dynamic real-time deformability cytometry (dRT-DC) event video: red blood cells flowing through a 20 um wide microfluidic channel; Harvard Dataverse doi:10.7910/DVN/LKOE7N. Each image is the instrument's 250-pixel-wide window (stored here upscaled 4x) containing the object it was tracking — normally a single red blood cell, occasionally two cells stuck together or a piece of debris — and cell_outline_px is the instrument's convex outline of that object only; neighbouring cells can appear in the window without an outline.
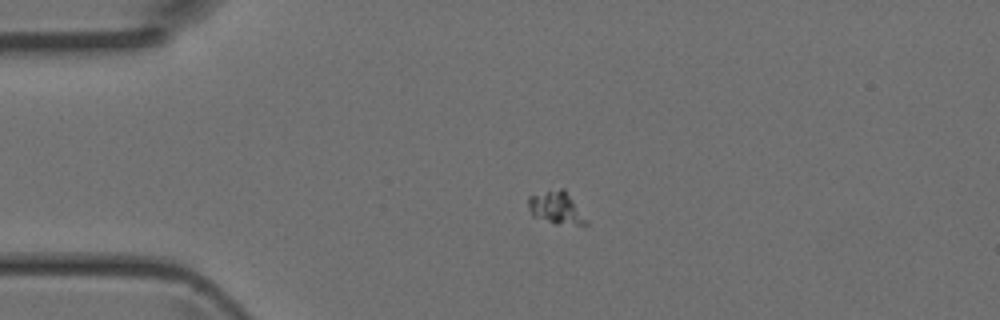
{"species": "Egyptian fruit bat (a non-hibernating species)", "species_latin": "Rousettus aegyptiacus", "temperature_condition": "room temperature", "stored_images_in_passage": 5, "camera_frame_rate_fps": 3000, "um_per_image_px": 0.085, "animal": {"sex": "female"}, "frame": {"image": 1, "passage_image": 3, "time_ms": 0.667, "image_size_px": [1000, 320], "cell_outline_px": [[588, 224], [556, 224], [532, 216], [528, 208], [528, 196], [560, 188], [564, 188], [588, 220]], "centroid_in_image_um": [47.27, 17.66], "position_along_channel_um": 37.7, "area_um2": 10.87}}
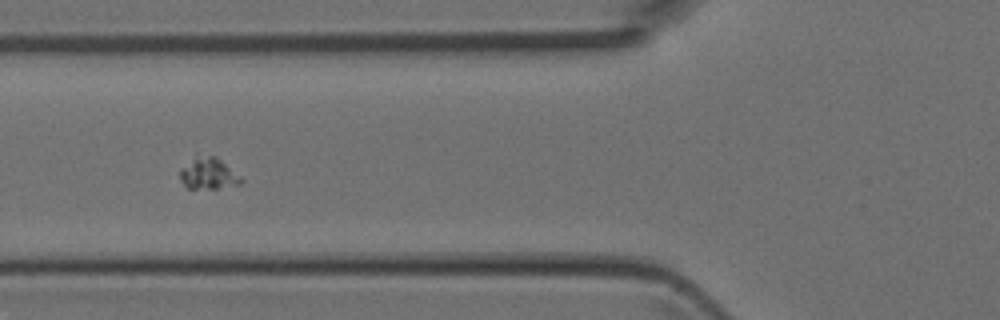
{"frame": {"image": 2, "passage_image": 5, "time_ms": 1.333, "image_size_px": [1000, 320], "cell_outline_px": [[244, 180], [240, 184], [216, 188], [188, 188], [180, 180], [180, 168], [196, 152], [216, 156], [240, 176]], "centroid_in_image_um": [17.66, 14.69], "position_along_channel_um": 108.1, "area_um2": 11.5}}